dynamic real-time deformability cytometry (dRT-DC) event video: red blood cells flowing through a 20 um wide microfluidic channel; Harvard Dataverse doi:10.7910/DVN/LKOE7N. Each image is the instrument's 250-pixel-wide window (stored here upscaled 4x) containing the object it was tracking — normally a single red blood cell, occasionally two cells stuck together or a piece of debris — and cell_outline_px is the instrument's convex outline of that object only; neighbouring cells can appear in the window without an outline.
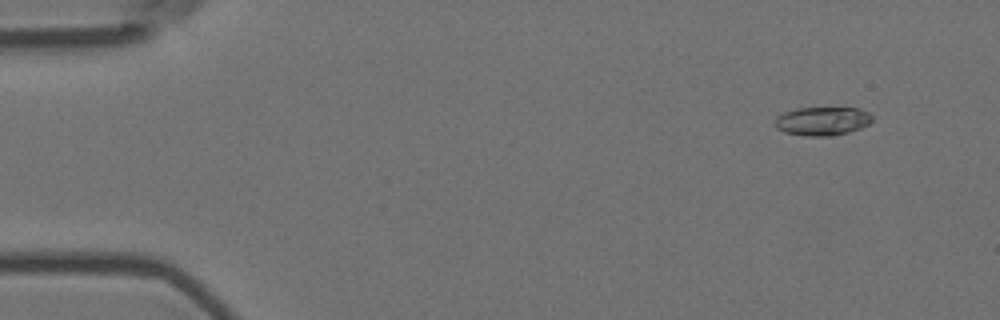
{"species": "Egyptian fruit bat (a non-hibernating species)", "species_latin": "Rousettus aegyptiacus", "temperature_condition": "room temperature", "stored_images_in_passage": 4, "camera_frame_rate_fps": 3000, "um_per_image_px": 0.085, "animal": {"sex": "female"}, "frame": {"image": 1, "passage_image": 1, "time_ms": 0.0, "image_size_px": [1000, 320], "cell_outline_px": [[872, 120], [868, 124], [860, 128], [848, 132], [832, 136], [808, 136], [784, 132], [776, 128], [776, 116], [784, 112], [796, 108], [856, 108], [868, 112], [872, 116]], "centroid_in_image_um": [69.89, 10.29], "position_along_channel_um": 15.1, "area_um2": 16.13}}
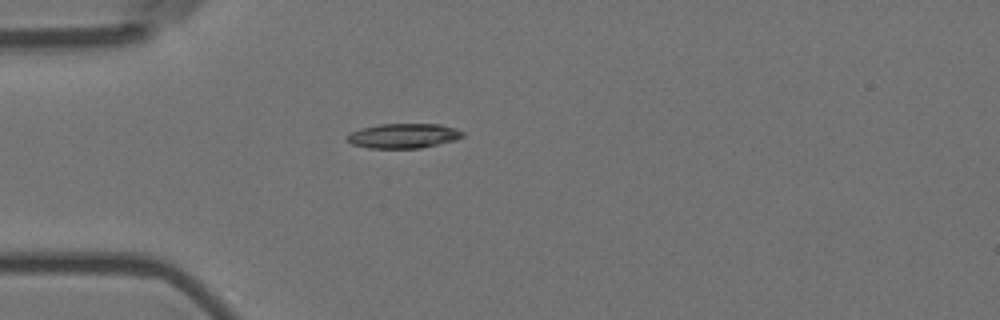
{"frame": {"image": 2, "passage_image": 4, "time_ms": 1.0, "image_size_px": [1000, 320], "cell_outline_px": [[464, 136], [456, 140], [420, 148], [368, 148], [352, 144], [344, 140], [344, 136], [360, 128], [380, 124], [440, 124], [456, 128], [464, 132]], "centroid_in_image_um": [34.27, 11.54], "position_along_channel_um": 50.7, "area_um2": 16.82}}